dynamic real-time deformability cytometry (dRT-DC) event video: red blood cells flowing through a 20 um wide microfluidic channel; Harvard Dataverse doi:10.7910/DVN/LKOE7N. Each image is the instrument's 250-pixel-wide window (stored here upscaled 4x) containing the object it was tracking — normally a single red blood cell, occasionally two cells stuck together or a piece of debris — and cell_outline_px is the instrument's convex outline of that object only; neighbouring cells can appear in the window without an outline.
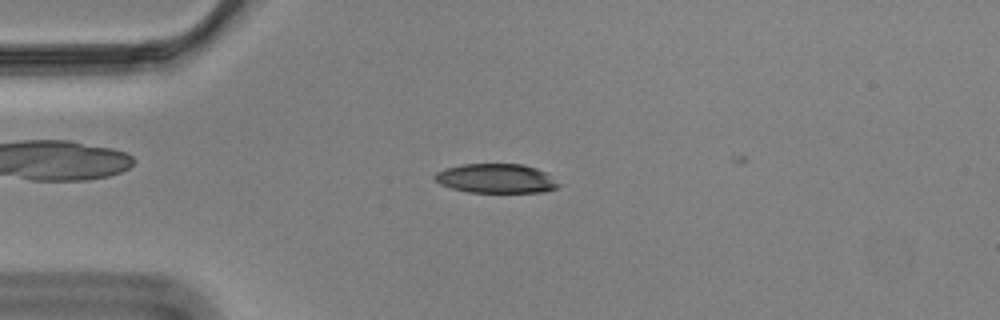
{"species": "Egyptian fruit bat (a non-hibernating species)", "species_latin": "Rousettus aegyptiacus", "temperature_condition": "cold", "stored_images_in_passage": 13, "camera_frame_rate_fps": 3000, "um_per_image_px": 0.085, "animal": {"sex": "male"}, "frame": {"image": 1, "passage_image": 6, "time_ms": 1.667, "image_size_px": [1000, 320], "cell_outline_px": [[564, 184], [560, 188], [544, 192], [468, 192], [452, 188], [440, 184], [432, 176], [436, 172], [444, 168], [460, 164], [524, 164], [536, 168], [544, 172]], "centroid_in_image_um": [42.21, 15.17], "position_along_channel_um": 42.8, "area_um2": 21.44}}